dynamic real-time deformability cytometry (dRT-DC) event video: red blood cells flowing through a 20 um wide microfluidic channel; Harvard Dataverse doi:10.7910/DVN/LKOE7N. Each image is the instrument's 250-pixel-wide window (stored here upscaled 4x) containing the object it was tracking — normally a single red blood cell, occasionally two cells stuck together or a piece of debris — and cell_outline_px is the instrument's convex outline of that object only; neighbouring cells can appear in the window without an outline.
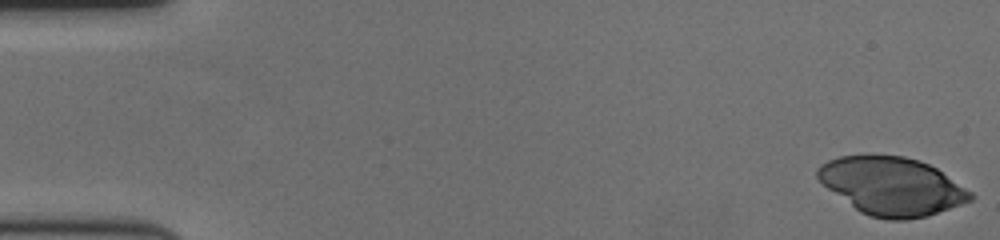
{"species": "human", "species_latin": "Homo sapiens", "temperature_condition": "cold", "stored_images_in_passage": 59, "camera_frame_rate_fps": 3000, "um_per_image_px": 0.085, "donor": {"sex": "female"}, "frame": {"image": 1, "passage_image": 1, "time_ms": 0.0, "image_size_px": [1000, 240], "cell_outline_px": [[976, 196], [972, 200], [928, 216], [904, 220], [888, 220], [868, 216], [860, 212], [828, 188], [816, 176], [816, 168], [820, 164], [828, 160], [840, 156], [868, 152], [904, 156], [920, 160], [936, 168], [972, 192]], "centroid_in_image_um": [75.78, 15.79], "position_along_channel_um": 9.2, "area_um2": 52.25}}
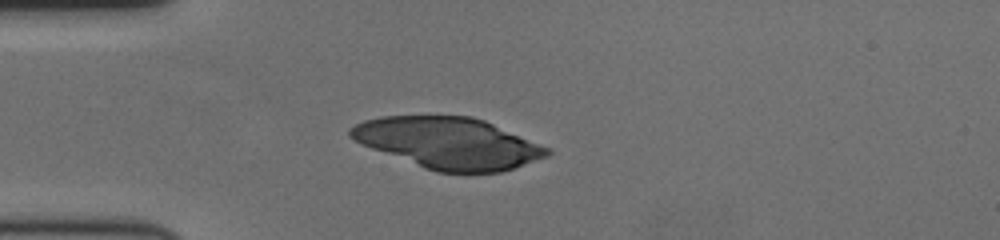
{"frame": {"image": 2, "passage_image": 16, "time_ms": 5.0, "image_size_px": [1000, 240], "cell_outline_px": [[552, 152], [548, 156], [500, 172], [436, 172], [424, 168], [360, 144], [348, 136], [348, 128], [364, 120], [380, 116], [472, 116], [484, 120], [552, 148]], "centroid_in_image_um": [38.11, 12.15], "position_along_channel_um": 46.9, "area_um2": 58.72}}